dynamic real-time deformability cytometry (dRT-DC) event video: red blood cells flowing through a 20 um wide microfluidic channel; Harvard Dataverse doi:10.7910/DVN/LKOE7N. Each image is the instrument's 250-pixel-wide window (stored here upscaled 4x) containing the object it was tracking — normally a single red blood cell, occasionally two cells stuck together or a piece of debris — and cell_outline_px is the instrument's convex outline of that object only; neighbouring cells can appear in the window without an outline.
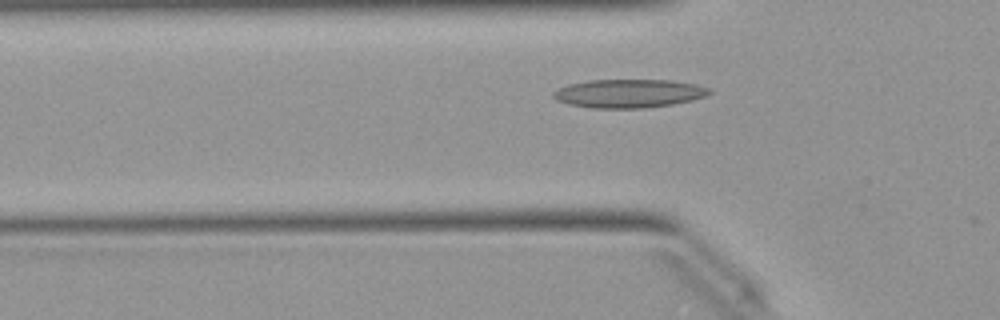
{"species": "Egyptian fruit bat (a non-hibernating species)", "species_latin": "Rousettus aegyptiacus", "temperature_condition": "warm", "stored_images_in_passage": 35, "camera_frame_rate_fps": 3000, "um_per_image_px": 0.085, "animal": {"sex": "female"}, "frame": {"image": 1, "passage_image": 2, "time_ms": 0.333, "image_size_px": [1000, 320], "cell_outline_px": [[712, 92], [704, 96], [692, 100], [672, 104], [644, 108], [592, 108], [568, 104], [556, 100], [552, 96], [552, 92], [568, 84], [588, 80], [672, 80], [696, 84], [708, 88]], "centroid_in_image_um": [53.42, 7.94], "position_along_channel_um": 72.4, "area_um2": 25.89}}
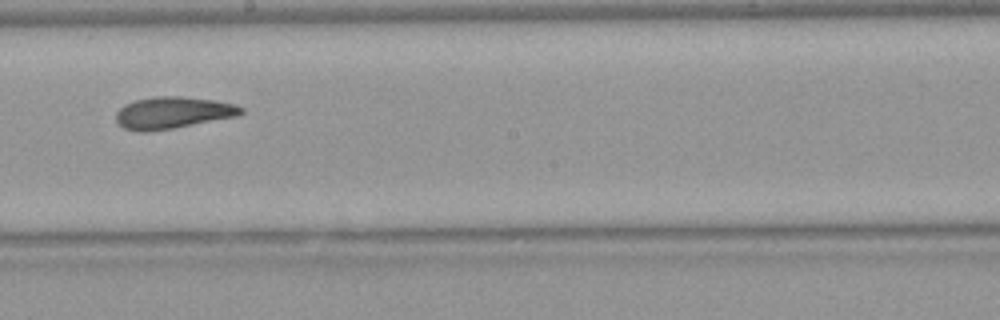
{"frame": {"image": 2, "passage_image": 14, "time_ms": 4.333, "image_size_px": [1000, 320], "cell_outline_px": [[244, 112], [236, 116], [172, 128], [144, 132], [136, 132], [124, 128], [116, 120], [116, 112], [124, 104], [136, 100], [156, 96], [180, 96], [212, 100], [232, 104], [244, 108]], "centroid_in_image_um": [14.64, 9.58], "position_along_channel_um": 233.6, "area_um2": 22.89}}
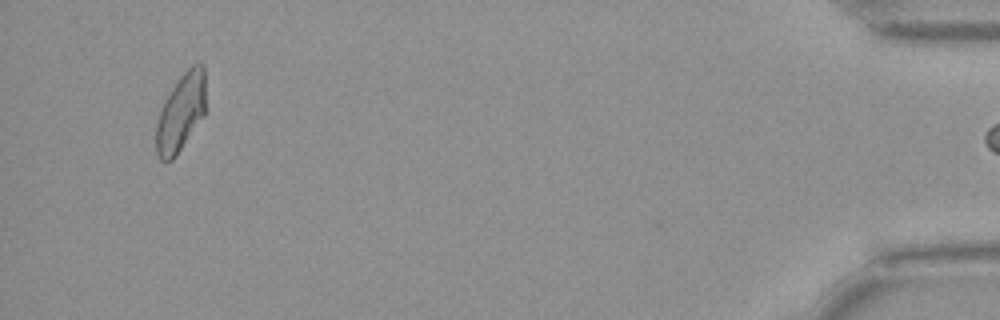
{"frame": {"image": 3, "passage_image": 34, "time_ms": 11.0, "image_size_px": [1000, 320], "cell_outline_px": [[204, 116], [176, 156], [172, 160], [160, 160], [156, 152], [156, 124], [164, 100], [180, 76], [192, 64], [204, 64]], "centroid_in_image_um": [15.36, 9.58], "position_along_channel_um": 419.8, "area_um2": 22.2}, "authors_computed_cell_mechanics": {"area_um2": 22.5998, "velocity_mm_per_s": 4.035, "shape_relaxation_time_tau1_ms": null, "shape_relaxation_time_tau2_ms": 3.0673, "deformation_change_tau1": null, "deformation_change_tau2": 0.1018}}